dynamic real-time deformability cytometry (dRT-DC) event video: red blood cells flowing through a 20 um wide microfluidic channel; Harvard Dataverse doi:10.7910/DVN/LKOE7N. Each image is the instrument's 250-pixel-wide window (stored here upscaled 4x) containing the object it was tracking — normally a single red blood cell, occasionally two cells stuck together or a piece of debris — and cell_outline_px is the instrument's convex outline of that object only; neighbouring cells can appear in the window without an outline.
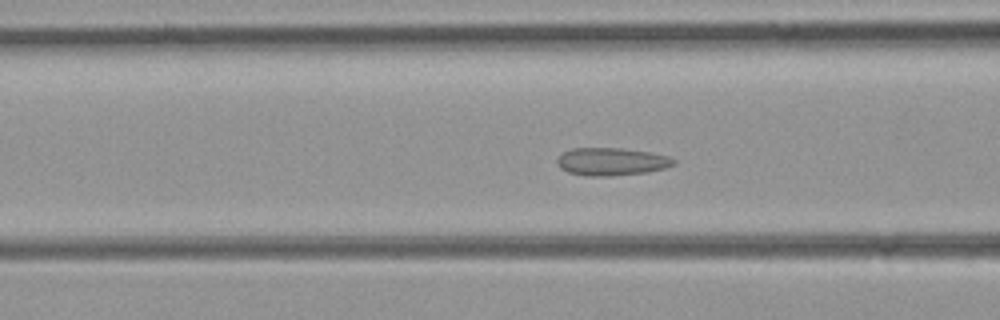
{"species": "common noctule bat (a hibernating species)", "species_latin": "Nyctalus noctula", "temperature_condition": "room temperature", "stored_images_in_passage": 46, "camera_frame_rate_fps": 3000, "um_per_image_px": 0.085, "animal": {"sex": "female", "body_mass_g": 21.9}, "frame": {"image": 1, "passage_image": 14, "time_ms": 4.333, "image_size_px": [1000, 320], "cell_outline_px": [[676, 164], [664, 168], [648, 172], [612, 176], [584, 176], [568, 172], [560, 168], [556, 164], [556, 160], [564, 152], [572, 148], [620, 148], [648, 152], [668, 156], [676, 160]], "centroid_in_image_um": [51.96, 13.75], "position_along_channel_um": 114.6, "area_um2": 18.9}}
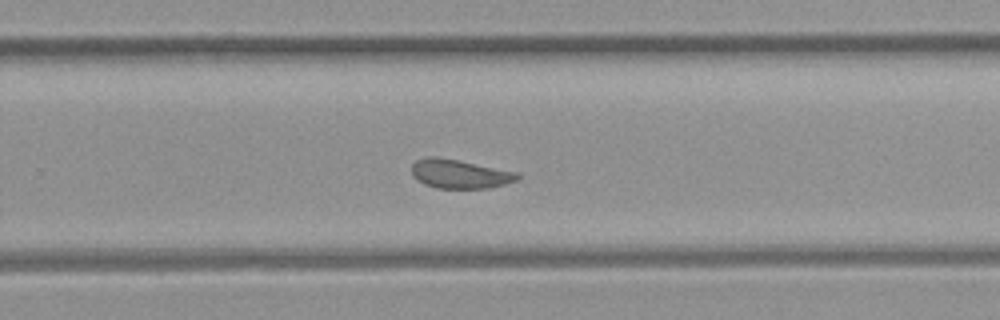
{"frame": {"image": 2, "passage_image": 27, "time_ms": 8.667, "image_size_px": [1000, 320], "cell_outline_px": [[520, 176], [516, 180], [504, 184], [488, 188], [436, 188], [424, 184], [416, 180], [412, 172], [412, 164], [416, 160], [428, 156], [436, 156], [520, 172]], "centroid_in_image_um": [39.07, 14.78], "position_along_channel_um": 290.7, "area_um2": 17.86}}
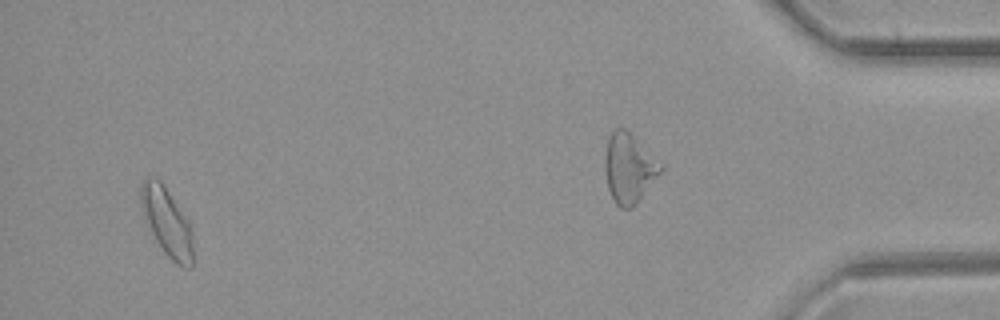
{"frame": {"image": 3, "passage_image": 43, "time_ms": 14.0, "image_size_px": [1000, 320], "cell_outline_px": [[192, 268], [184, 268], [176, 264], [164, 252], [156, 240], [144, 216], [140, 204], [140, 188], [144, 180], [148, 176], [160, 180], [188, 220], [192, 232]], "centroid_in_image_um": [14.19, 18.87], "position_along_channel_um": 421.0, "area_um2": 20.4}}